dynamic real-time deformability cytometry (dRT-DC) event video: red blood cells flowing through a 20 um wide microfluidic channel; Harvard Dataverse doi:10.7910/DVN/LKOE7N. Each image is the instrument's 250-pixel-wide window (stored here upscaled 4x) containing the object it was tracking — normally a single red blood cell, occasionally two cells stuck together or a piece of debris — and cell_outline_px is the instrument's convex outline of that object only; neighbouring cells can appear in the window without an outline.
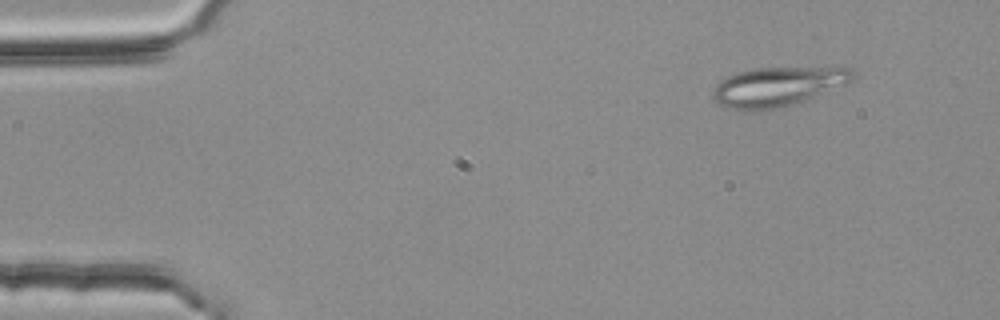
{"species": "common noctule bat (a hibernating species)", "species_latin": "Nyctalus noctula", "temperature_condition": "room temperature", "stored_images_in_passage": 4, "camera_frame_rate_fps": 3000, "um_per_image_px": 0.085, "animal": {"sex": "female", "body_mass_g": 25.1}, "frame": {"image": 1, "passage_image": 2, "time_ms": 0.333, "image_size_px": [1000, 320], "cell_outline_px": [[856, 76], [852, 80], [844, 84], [792, 104], [780, 108], [748, 112], [744, 112], [724, 108], [712, 100], [712, 88], [720, 80], [736, 72], [756, 68], [852, 68]], "centroid_in_image_um": [65.96, 7.39], "position_along_channel_um": 19.0, "area_um2": 32.08}}